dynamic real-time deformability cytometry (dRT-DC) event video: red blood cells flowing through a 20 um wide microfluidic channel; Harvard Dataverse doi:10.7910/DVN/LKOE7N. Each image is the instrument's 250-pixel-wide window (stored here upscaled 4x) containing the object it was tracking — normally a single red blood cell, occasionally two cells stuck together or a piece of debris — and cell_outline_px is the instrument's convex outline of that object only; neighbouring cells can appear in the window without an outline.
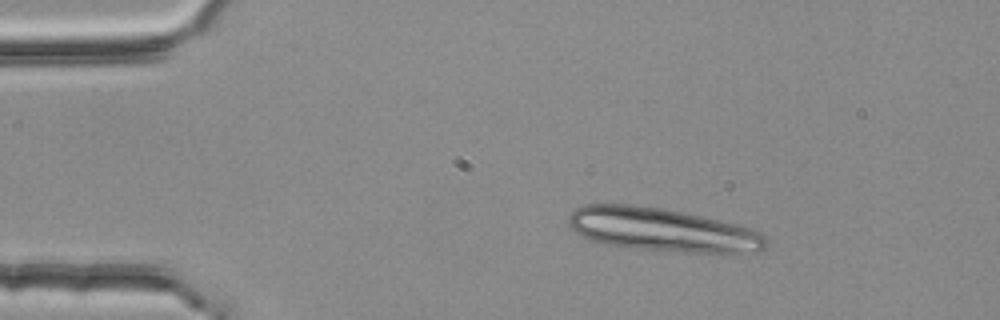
{"species": "common noctule bat (a hibernating species)", "species_latin": "Nyctalus noctula", "temperature_condition": "room temperature", "stored_images_in_passage": 3, "camera_frame_rate_fps": 3000, "um_per_image_px": 0.085, "animal": {"sex": "female", "body_mass_g": 25.1}, "frame": {"image": 1, "passage_image": 1, "time_ms": 0.0, "image_size_px": [1000, 320], "cell_outline_px": [[768, 244], [760, 252], [684, 252], [620, 248], [588, 240], [580, 236], [568, 224], [568, 216], [576, 208], [584, 204], [632, 204], [664, 208], [684, 212], [740, 224], [764, 232], [768, 240]], "centroid_in_image_um": [56.3, 19.53], "position_along_channel_um": 28.7, "area_um2": 50.98}}